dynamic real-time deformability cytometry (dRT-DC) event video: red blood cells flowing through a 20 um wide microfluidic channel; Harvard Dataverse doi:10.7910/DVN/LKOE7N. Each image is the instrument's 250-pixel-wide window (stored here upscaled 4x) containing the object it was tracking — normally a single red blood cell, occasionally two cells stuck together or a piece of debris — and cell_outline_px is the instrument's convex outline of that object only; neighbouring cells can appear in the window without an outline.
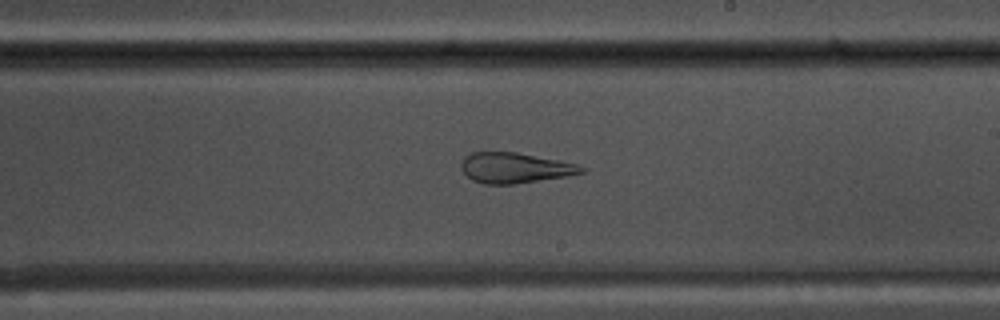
{"species": "common noctule bat (a hibernating species)", "species_latin": "Nyctalus noctula", "temperature_condition": "warm", "stored_images_in_passage": 52, "camera_frame_rate_fps": 3000, "um_per_image_px": 0.085, "animal": {"sex": "male", "body_mass_g": 17.5, "forearm_length_mm": 52.3}, "frame": {"image": 1, "passage_image": 30, "time_ms": 9.667, "image_size_px": [1000, 320], "cell_outline_px": [[588, 168], [584, 172], [568, 176], [512, 184], [484, 184], [472, 180], [460, 168], [460, 164], [464, 156], [472, 152], [516, 152], [560, 160], [576, 164]], "centroid_in_image_um": [43.76, 14.26], "position_along_channel_um": 245.2, "area_um2": 21.39}}
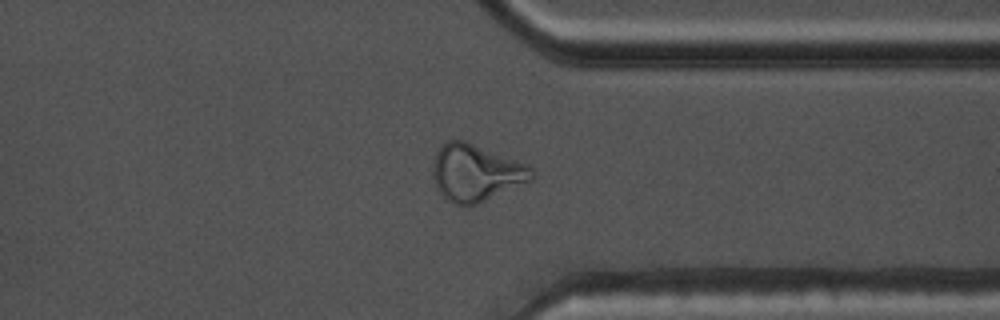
{"frame": {"image": 2, "passage_image": 40, "time_ms": 13.0, "image_size_px": [1000, 320], "cell_outline_px": [[536, 176], [532, 180], [468, 208], [464, 208], [448, 200], [436, 188], [432, 176], [432, 164], [436, 152], [448, 140], [464, 140], [528, 164], [536, 172]], "centroid_in_image_um": [40.46, 14.7], "position_along_channel_um": 370.9, "area_um2": 33.12}}
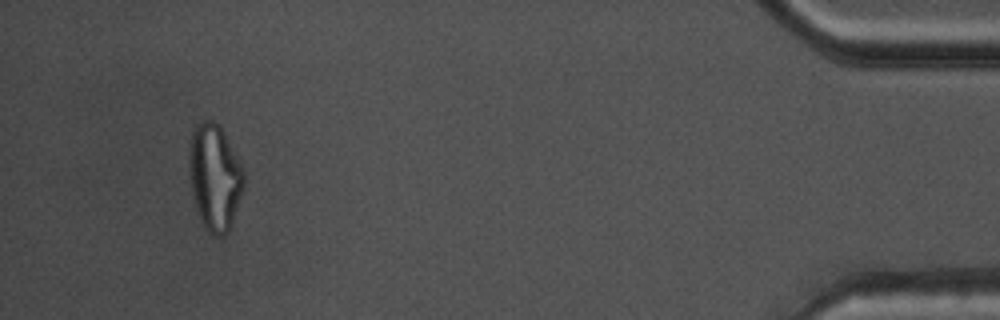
{"frame": {"image": 3, "passage_image": 49, "time_ms": 16.0, "image_size_px": [1000, 320], "cell_outline_px": [[244, 188], [228, 232], [224, 236], [216, 236], [208, 232], [204, 228], [200, 220], [196, 208], [192, 192], [188, 164], [188, 148], [192, 132], [196, 124], [204, 120], [212, 120], [220, 124], [244, 168]], "centroid_in_image_um": [18.24, 15.03], "position_along_channel_um": 417.0, "area_um2": 34.33}, "authors_computed_cell_mechanics": {"area_um2": 29.9693, "velocity_mm_per_s": 3.8154, "shape_relaxation_time_tau1_ms": null, "shape_relaxation_time_tau2_ms": 1.4691, "deformation_change_tau1": null, "deformation_change_tau2": 0.1086}}